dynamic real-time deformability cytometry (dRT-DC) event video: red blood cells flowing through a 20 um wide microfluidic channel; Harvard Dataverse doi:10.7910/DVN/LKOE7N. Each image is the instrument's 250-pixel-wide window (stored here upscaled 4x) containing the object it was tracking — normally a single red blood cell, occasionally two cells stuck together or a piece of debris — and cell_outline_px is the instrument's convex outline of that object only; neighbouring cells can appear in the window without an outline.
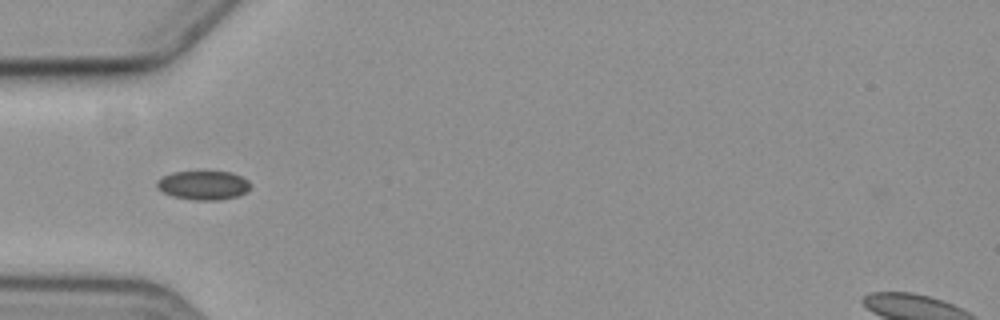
{"species": "common noctule bat (a hibernating species)", "species_latin": "Nyctalus noctula", "temperature_condition": "cold", "stored_images_in_passage": 6, "camera_frame_rate_fps": 3000, "um_per_image_px": 0.085, "animal": {"sex": "female", "body_mass_g": 19.3, "forearm_length_mm": 54.1}, "frame": {"image": 1, "passage_image": 1, "time_ms": 0.0, "image_size_px": [1000, 320], "cell_outline_px": [[252, 188], [248, 192], [240, 196], [220, 200], [196, 200], [172, 196], [156, 188], [156, 180], [172, 172], [232, 172], [248, 180], [252, 184]], "centroid_in_image_um": [17.34, 15.76], "position_along_channel_um": 67.7, "area_um2": 16.01}}
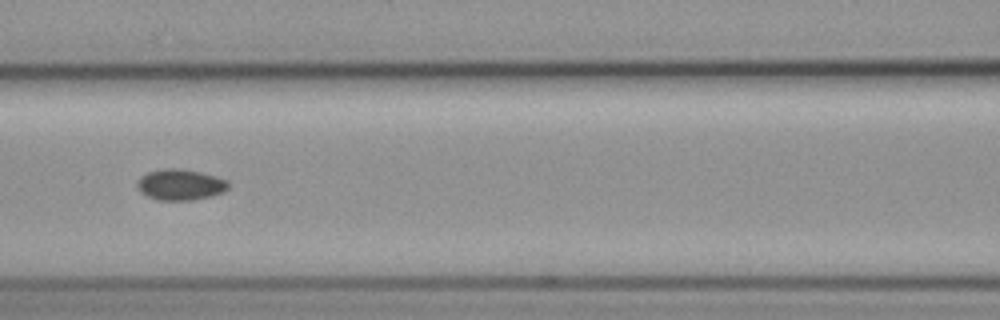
{"frame": {"image": 2, "passage_image": 3, "time_ms": 2.333, "image_size_px": [1000, 320], "cell_outline_px": [[228, 188], [224, 192], [212, 196], [192, 200], [156, 200], [140, 192], [136, 184], [140, 176], [148, 172], [164, 168], [180, 168], [200, 172], [216, 176], [228, 180]], "centroid_in_image_um": [15.33, 15.69], "position_along_channel_um": 151.3, "area_um2": 16.59}}
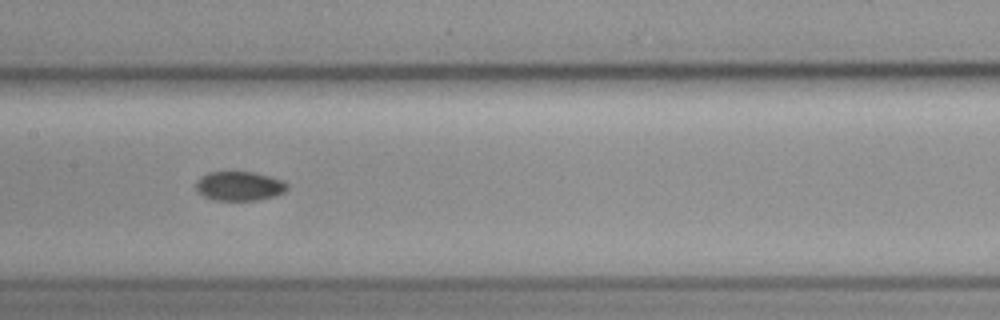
{"frame": {"image": 3, "passage_image": 4, "time_ms": 3.333, "image_size_px": [1000, 320], "cell_outline_px": [[288, 188], [284, 192], [272, 196], [256, 200], [212, 200], [196, 192], [196, 180], [200, 176], [208, 172], [252, 172], [268, 176], [280, 180], [288, 184]], "centroid_in_image_um": [20.28, 15.81], "position_along_channel_um": 187.1, "area_um2": 15.49}}